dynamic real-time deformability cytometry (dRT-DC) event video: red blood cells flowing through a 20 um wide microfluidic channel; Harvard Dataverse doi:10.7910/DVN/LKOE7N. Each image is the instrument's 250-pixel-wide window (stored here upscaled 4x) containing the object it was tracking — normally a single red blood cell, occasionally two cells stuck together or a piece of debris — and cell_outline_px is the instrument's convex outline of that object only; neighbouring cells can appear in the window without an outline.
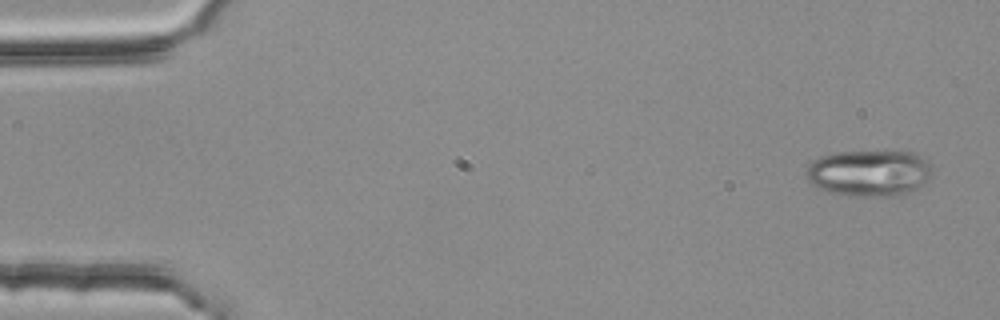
{"species": "common noctule bat (a hibernating species)", "species_latin": "Nyctalus noctula", "temperature_condition": "room temperature", "stored_images_in_passage": 4, "camera_frame_rate_fps": 3000, "um_per_image_px": 0.085, "animal": {"sex": "female", "body_mass_g": 25.1}, "frame": {"image": 1, "passage_image": 1, "time_ms": 0.0, "image_size_px": [1000, 320], "cell_outline_px": [[928, 176], [924, 184], [904, 196], [848, 196], [828, 192], [816, 188], [808, 180], [808, 164], [812, 160], [820, 156], [836, 152], [912, 152], [928, 160]], "centroid_in_image_um": [73.84, 14.73], "position_along_channel_um": 11.2, "area_um2": 33.99}}